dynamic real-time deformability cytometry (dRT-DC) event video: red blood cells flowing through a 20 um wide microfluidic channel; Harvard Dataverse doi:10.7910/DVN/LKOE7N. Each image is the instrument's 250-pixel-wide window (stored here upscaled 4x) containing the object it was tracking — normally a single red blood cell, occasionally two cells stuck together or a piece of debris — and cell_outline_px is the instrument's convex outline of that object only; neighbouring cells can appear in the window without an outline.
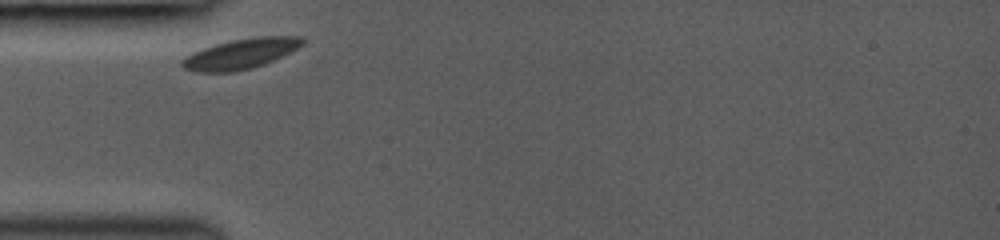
{"species": "common noctule bat (a hibernating species)", "species_latin": "Nyctalus noctula", "temperature_condition": "room temperature", "stored_images_in_passage": 27, "camera_frame_rate_fps": 3000, "um_per_image_px": 0.085, "animal": {"sex": "female", "body_mass_g": 19.0, "forearm_length_mm": 53.3}, "frame": {"image": 1, "passage_image": 1, "time_ms": 0.0, "image_size_px": [1000, 240], "cell_outline_px": [[304, 44], [264, 64], [252, 68], [232, 72], [196, 72], [184, 68], [180, 64], [180, 60], [192, 52], [216, 44], [232, 40], [260, 36], [304, 36]], "centroid_in_image_um": [20.43, 4.57], "position_along_channel_um": 64.6, "area_um2": 20.98}}
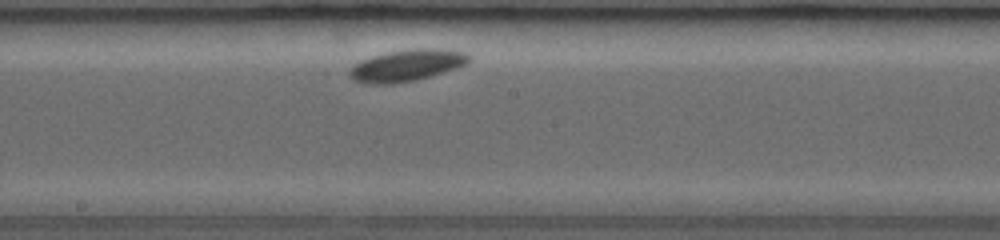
{"frame": {"image": 2, "passage_image": 13, "time_ms": 4.0, "image_size_px": [1000, 240], "cell_outline_px": [[468, 60], [464, 64], [456, 68], [444, 72], [416, 80], [392, 84], [364, 84], [352, 80], [348, 76], [348, 72], [360, 60], [384, 52], [412, 48], [440, 48], [464, 52], [468, 56]], "centroid_in_image_um": [34.51, 5.56], "position_along_channel_um": 213.7, "area_um2": 22.14}}
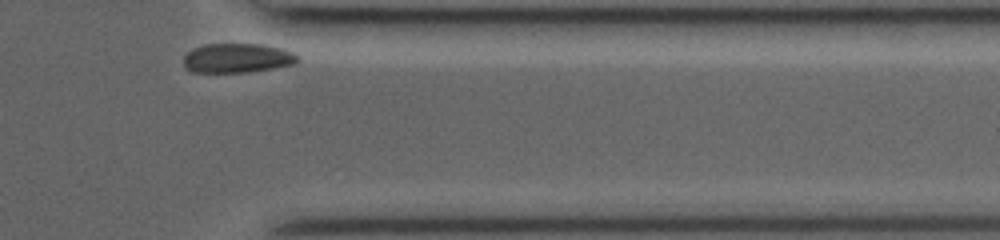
{"frame": {"image": 3, "passage_image": 27, "time_ms": 8.667, "image_size_px": [1000, 240], "cell_outline_px": [[300, 60], [296, 64], [248, 72], [192, 72], [184, 68], [184, 56], [192, 48], [204, 44], [260, 44], [280, 48], [292, 52], [300, 56]], "centroid_in_image_um": [20.17, 4.94], "position_along_channel_um": 391.2, "area_um2": 19.65}, "authors_computed_cell_mechanics": {"area_um2": 20.4612, "velocity_mm_per_s": 3.7721, "shape_relaxation_time_tau1_ms": 5.8844, "shape_relaxation_time_tau2_ms": null, "deformation_change_tau1": 0.0785, "deformation_change_tau2": null}}